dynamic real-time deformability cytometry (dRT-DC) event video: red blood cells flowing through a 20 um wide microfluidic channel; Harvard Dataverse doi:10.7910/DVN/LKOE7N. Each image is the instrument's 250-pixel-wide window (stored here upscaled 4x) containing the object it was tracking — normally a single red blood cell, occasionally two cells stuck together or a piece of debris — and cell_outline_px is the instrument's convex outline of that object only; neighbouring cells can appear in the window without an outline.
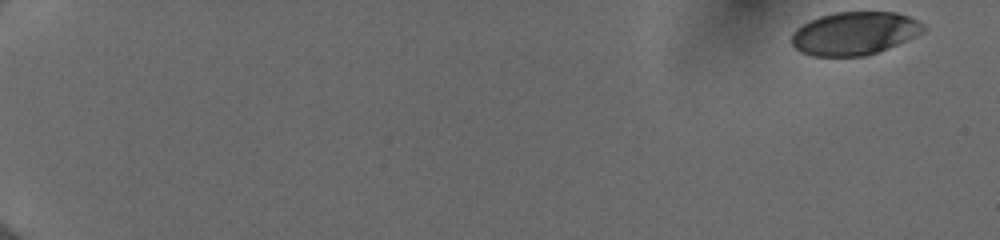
{"species": "human", "species_latin": "Homo sapiens", "temperature_condition": "cold", "stored_images_in_passage": 53, "camera_frame_rate_fps": 3000, "um_per_image_px": 0.085, "donor": {"sex": "female"}, "frame": {"image": 1, "passage_image": 1, "time_ms": 0.0, "image_size_px": [1000, 240], "cell_outline_px": [[924, 32], [916, 36], [876, 52], [864, 56], [812, 56], [800, 52], [792, 44], [792, 32], [796, 28], [820, 16], [836, 12], [896, 12], [908, 16], [924, 24]], "centroid_in_image_um": [72.62, 2.83], "position_along_channel_um": 12.4, "area_um2": 32.83}}
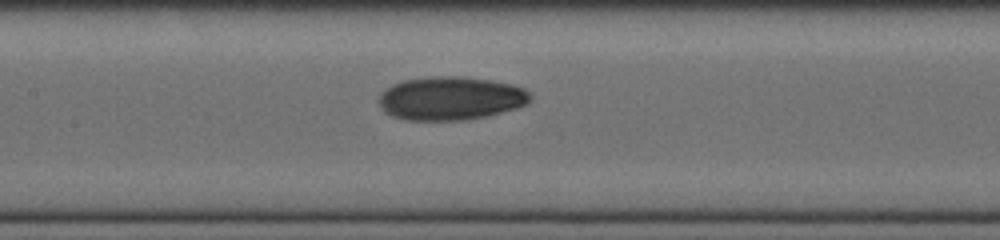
{"frame": {"image": 2, "passage_image": 28, "time_ms": 9.0, "image_size_px": [1000, 240], "cell_outline_px": [[532, 100], [528, 104], [516, 108], [488, 116], [468, 120], [404, 120], [392, 116], [384, 112], [380, 108], [380, 92], [384, 88], [392, 84], [404, 80], [432, 76], [464, 76], [512, 84], [524, 88], [532, 96]], "centroid_in_image_um": [38.3, 8.36], "position_along_channel_um": 169.1, "area_um2": 38.78}}
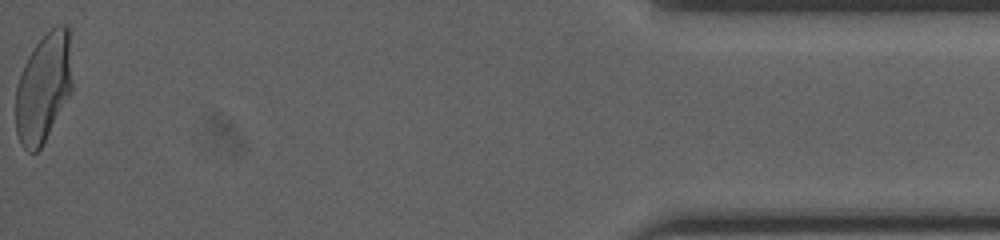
{"frame": {"image": 3, "passage_image": 53, "time_ms": 17.333, "image_size_px": [1000, 240], "cell_outline_px": [[72, 92], [40, 148], [36, 152], [28, 152], [20, 144], [16, 132], [16, 84], [24, 64], [32, 48], [56, 24], [64, 24], [68, 28], [72, 84]], "centroid_in_image_um": [3.68, 7.47], "position_along_channel_um": 431.5, "area_um2": 35.89}, "authors_computed_cell_mechanics": {"area_um2": 35.8938, "velocity_mm_per_s": 4.0011, "shape_relaxation_time_tau1_ms": 4.0157, "shape_relaxation_time_tau2_ms": 1.7913, "deformation_change_tau1": 0.1648, "deformation_change_tau2": 0.062}}